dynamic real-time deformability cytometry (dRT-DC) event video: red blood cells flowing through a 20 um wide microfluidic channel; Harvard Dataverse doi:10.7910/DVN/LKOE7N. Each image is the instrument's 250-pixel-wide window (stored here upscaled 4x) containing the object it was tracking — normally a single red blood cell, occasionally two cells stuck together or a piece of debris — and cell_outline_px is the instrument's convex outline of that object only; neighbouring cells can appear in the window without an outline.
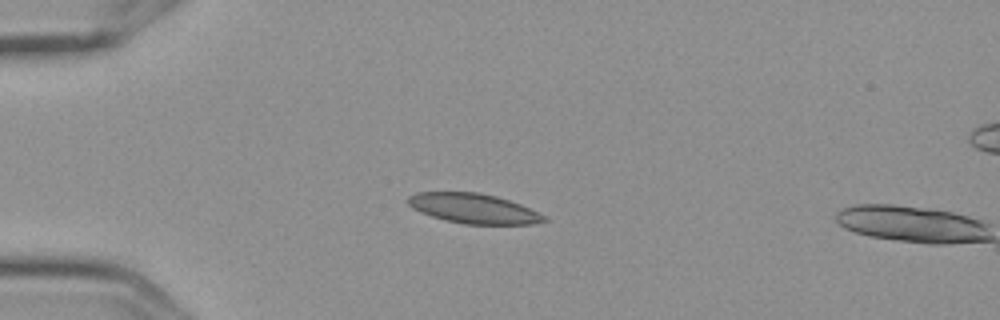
{"species": "Egyptian fruit bat (a non-hibernating species)", "species_latin": "Rousettus aegyptiacus", "temperature_condition": "cold", "stored_images_in_passage": 4, "camera_frame_rate_fps": 3000, "um_per_image_px": 0.085, "frame": {"image": 1, "passage_image": 3, "time_ms": 0.667, "image_size_px": [1000, 320], "cell_outline_px": [[548, 220], [532, 224], [464, 224], [444, 220], [420, 212], [412, 208], [408, 204], [408, 196], [416, 192], [480, 192], [496, 196], [520, 204], [544, 216]], "centroid_in_image_um": [40.2, 17.71], "position_along_channel_um": 44.8, "area_um2": 23.52}}